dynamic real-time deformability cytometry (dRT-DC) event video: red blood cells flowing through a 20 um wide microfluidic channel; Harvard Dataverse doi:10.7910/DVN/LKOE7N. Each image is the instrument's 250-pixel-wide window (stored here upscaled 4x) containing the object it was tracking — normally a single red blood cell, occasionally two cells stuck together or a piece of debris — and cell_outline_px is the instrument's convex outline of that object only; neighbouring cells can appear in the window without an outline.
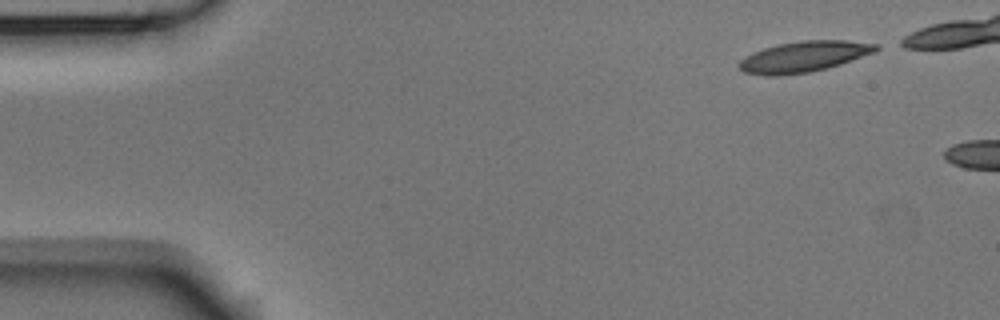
{"species": "Egyptian fruit bat (a non-hibernating species)", "species_latin": "Rousettus aegyptiacus", "temperature_condition": "room temperature", "stored_images_in_passage": 3, "camera_frame_rate_fps": 3000, "um_per_image_px": 0.085, "animal": {"sex": "male"}, "frame": {"image": 1, "passage_image": 1, "time_ms": 0.0, "image_size_px": [1000, 320], "cell_outline_px": [[880, 48], [876, 52], [828, 68], [808, 72], [780, 76], [764, 76], [744, 72], [736, 64], [740, 60], [752, 52], [764, 48], [780, 44], [800, 40], [844, 40], [876, 44]], "centroid_in_image_um": [68.31, 4.82], "position_along_channel_um": 16.7, "area_um2": 24.62}}